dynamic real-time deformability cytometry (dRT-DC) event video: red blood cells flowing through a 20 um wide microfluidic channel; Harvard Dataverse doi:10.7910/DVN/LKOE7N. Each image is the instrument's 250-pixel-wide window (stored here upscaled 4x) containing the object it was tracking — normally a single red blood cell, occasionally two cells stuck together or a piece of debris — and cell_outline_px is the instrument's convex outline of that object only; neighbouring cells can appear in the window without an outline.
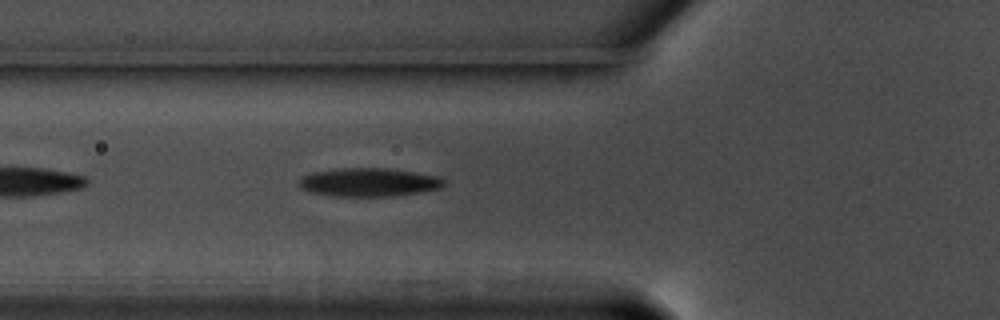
{"species": "common noctule bat (a hibernating species)", "species_latin": "Nyctalus noctula", "temperature_condition": "warm", "stored_images_in_passage": 41, "camera_frame_rate_fps": 3000, "um_per_image_px": 0.085, "animal": {"sex": "male", "body_mass_g": 17.5, "forearm_length_mm": 52.3}, "frame": {"image": 1, "passage_image": 5, "time_ms": 1.333, "image_size_px": [1000, 320], "cell_outline_px": [[444, 184], [440, 188], [416, 192], [388, 196], [332, 196], [312, 192], [296, 184], [296, 180], [300, 176], [312, 172], [344, 168], [384, 168], [412, 172], [436, 176], [444, 180]], "centroid_in_image_um": [31.25, 15.48], "position_along_channel_um": 94.5, "area_um2": 23.7}}
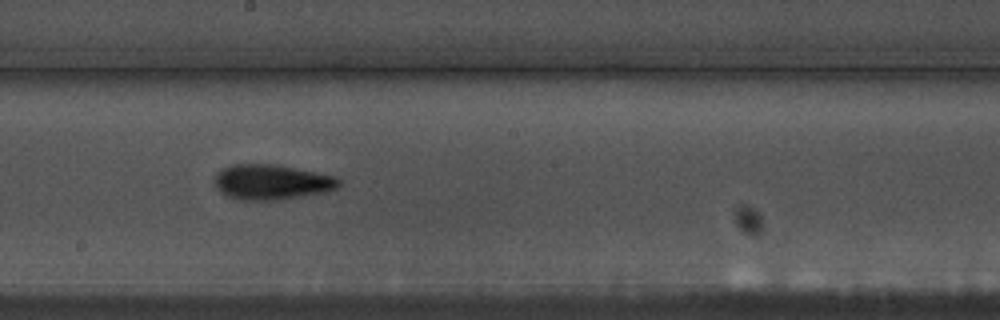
{"frame": {"image": 2, "passage_image": 16, "time_ms": 5.0, "image_size_px": [1000, 320], "cell_outline_px": [[340, 184], [336, 188], [324, 192], [276, 200], [236, 200], [220, 192], [216, 188], [216, 172], [232, 164], [276, 164], [336, 176], [340, 180]], "centroid_in_image_um": [23.07, 15.47], "position_along_channel_um": 225.1, "area_um2": 25.37}}
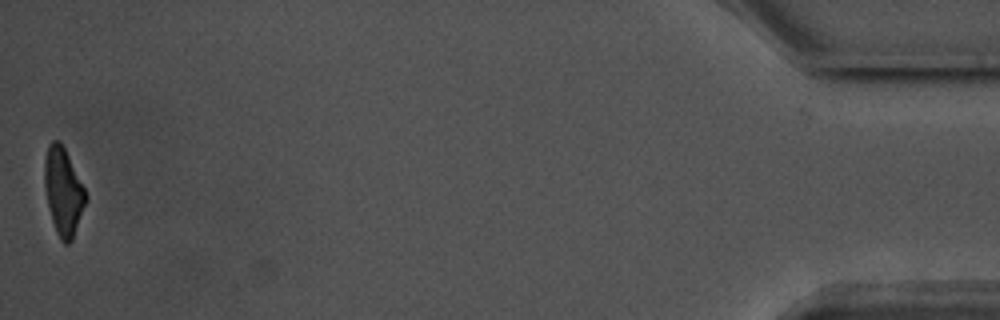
{"frame": {"image": 3, "passage_image": 41, "time_ms": 13.333, "image_size_px": [1000, 320], "cell_outline_px": [[88, 200], [72, 240], [68, 244], [64, 244], [60, 240], [56, 232], [52, 220], [48, 204], [44, 184], [44, 160], [48, 144], [52, 140], [60, 140], [88, 196]], "centroid_in_image_um": [5.38, 16.29], "position_along_channel_um": 429.8, "area_um2": 20.98}, "authors_computed_cell_mechanics": {"area_um2": 23.3512, "velocity_mm_per_s": 3.5684, "shape_relaxation_time_tau1_ms": 3.3797, "shape_relaxation_time_tau2_ms": 5.2704, "deformation_change_tau1": 0.1452, "deformation_change_tau2": 0.1474}}